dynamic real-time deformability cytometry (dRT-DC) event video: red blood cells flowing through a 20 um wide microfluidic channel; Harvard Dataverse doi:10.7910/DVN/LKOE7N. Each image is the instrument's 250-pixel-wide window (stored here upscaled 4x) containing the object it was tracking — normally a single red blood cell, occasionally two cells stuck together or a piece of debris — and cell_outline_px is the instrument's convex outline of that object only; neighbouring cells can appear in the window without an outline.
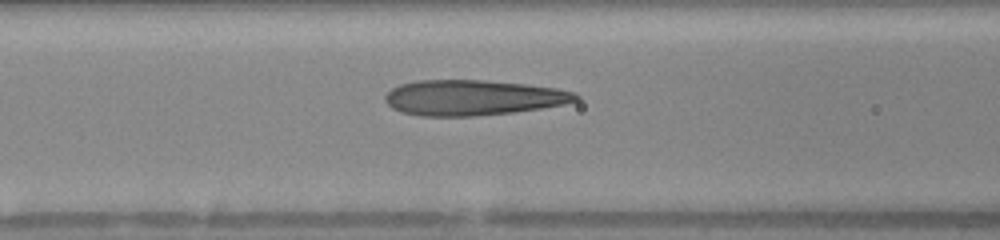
{"species": "human", "species_latin": "Homo sapiens", "temperature_condition": "warm", "stored_images_in_passage": 30, "camera_frame_rate_fps": 3000, "um_per_image_px": 0.085, "donor": {"sex": "female"}, "frame": {"image": 1, "passage_image": 8, "time_ms": 2.333, "image_size_px": [1000, 240], "cell_outline_px": [[580, 100], [564, 104], [540, 108], [512, 112], [472, 116], [420, 116], [400, 112], [392, 108], [384, 100], [384, 96], [392, 88], [400, 84], [416, 80], [484, 80], [524, 84], [556, 88], [576, 92], [580, 96]], "centroid_in_image_um": [40.18, 8.3], "position_along_channel_um": 126.4, "area_um2": 39.42}}
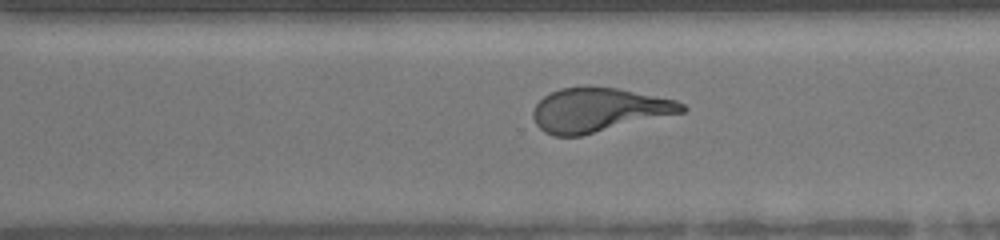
{"frame": {"image": 2, "passage_image": 22, "time_ms": 7.0, "image_size_px": [1000, 240], "cell_outline_px": [[688, 108], [684, 112], [580, 136], [552, 136], [544, 132], [536, 124], [532, 116], [532, 112], [536, 104], [544, 96], [560, 88], [588, 84], [616, 88], [676, 100], [684, 104]], "centroid_in_image_um": [50.86, 9.32], "position_along_channel_um": 319.7, "area_um2": 38.44}}
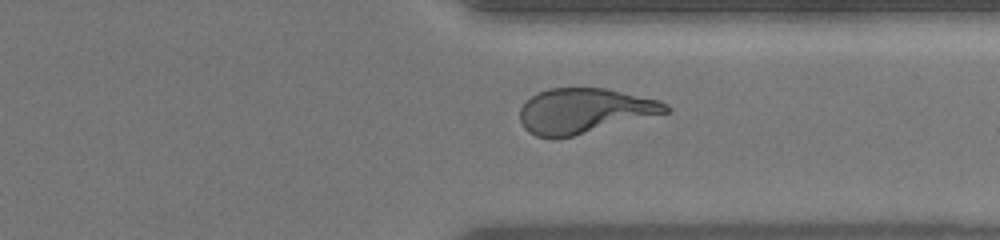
{"frame": {"image": 3, "passage_image": 25, "time_ms": 8.0, "image_size_px": [1000, 240], "cell_outline_px": [[672, 112], [572, 136], [552, 140], [536, 136], [528, 132], [524, 128], [520, 120], [520, 108], [532, 96], [548, 88], [604, 88], [660, 100], [668, 104], [672, 108]], "centroid_in_image_um": [49.69, 9.44], "position_along_channel_um": 361.7, "area_um2": 38.49}}